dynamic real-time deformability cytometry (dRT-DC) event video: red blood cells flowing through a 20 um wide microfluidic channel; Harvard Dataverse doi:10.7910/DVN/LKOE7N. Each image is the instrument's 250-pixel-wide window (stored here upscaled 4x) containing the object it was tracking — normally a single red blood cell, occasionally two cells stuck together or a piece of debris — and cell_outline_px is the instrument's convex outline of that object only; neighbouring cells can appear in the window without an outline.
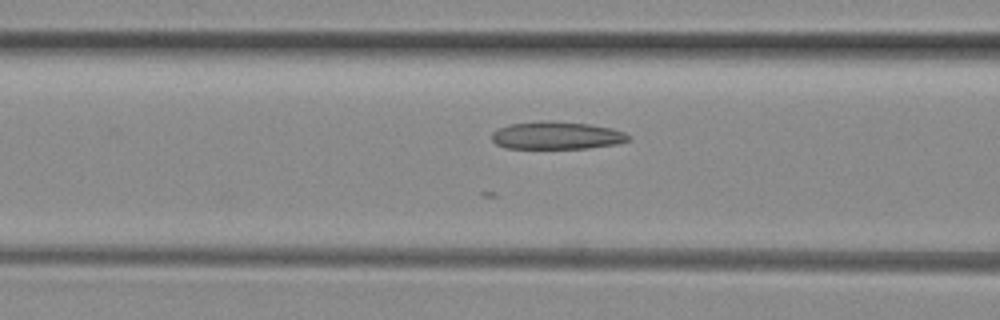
{"species": "common noctule bat (a hibernating species)", "species_latin": "Nyctalus noctula", "temperature_condition": "room temperature", "stored_images_in_passage": 11, "camera_frame_rate_fps": 3000, "um_per_image_px": 0.085, "animal": {"sex": "female", "body_mass_g": 29.2, "forearm_length_mm": 56.3}, "frame": {"image": 1, "passage_image": 6, "time_ms": 1.667, "image_size_px": [1000, 320], "cell_outline_px": [[632, 140], [616, 144], [588, 148], [504, 148], [496, 144], [492, 140], [492, 132], [496, 128], [508, 124], [544, 120], [548, 120], [588, 124], [612, 128], [624, 132], [632, 136]], "centroid_in_image_um": [47.31, 11.51], "position_along_channel_um": 119.3, "area_um2": 22.31}}